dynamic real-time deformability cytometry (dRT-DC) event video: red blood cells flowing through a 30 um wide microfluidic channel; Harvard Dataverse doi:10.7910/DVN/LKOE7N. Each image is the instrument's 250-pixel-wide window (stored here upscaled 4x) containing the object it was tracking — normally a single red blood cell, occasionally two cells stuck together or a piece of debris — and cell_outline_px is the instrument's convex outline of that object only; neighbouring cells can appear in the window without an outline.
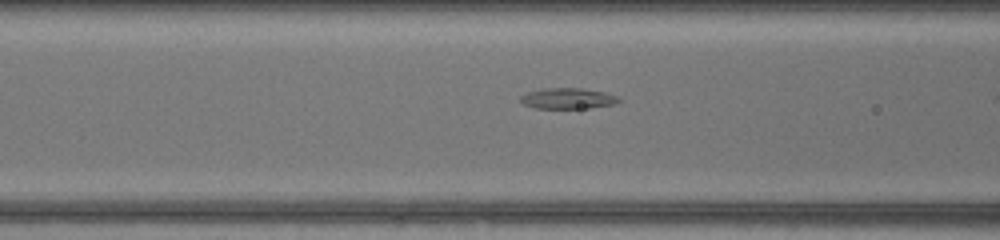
{"species": "common noctule bat (a hibernating species)", "species_latin": "Nyctalus noctula", "temperature_condition": "warm", "stored_images_in_passage": 31, "segment_of_instrument_passage": [1, 2], "camera_frame_rate_fps": 3000, "um_per_image_px": 0.085, "animal": {"sex": "female", "body_mass_g": 17.0, "forearm_length_mm": 48.0}, "frame": {"image": 1, "passage_image": 13, "time_ms": 4.0, "image_size_px": [1000, 240], "cell_outline_px": [[624, 100], [612, 104], [588, 108], [536, 108], [524, 104], [520, 100], [520, 96], [528, 92], [544, 88], [584, 88], [604, 92], [616, 96]], "centroid_in_image_um": [48.27, 8.36], "position_along_channel_um": 118.3, "area_um2": 11.85}}
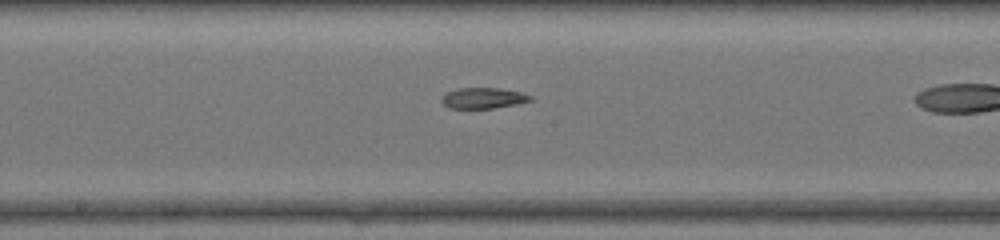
{"frame": {"image": 2, "passage_image": 19, "time_ms": 6.0, "image_size_px": [1000, 240], "cell_outline_px": [[532, 100], [516, 104], [492, 108], [448, 108], [440, 100], [448, 92], [456, 88], [500, 88], [520, 92], [532, 96]], "centroid_in_image_um": [41.07, 8.33], "position_along_channel_um": 207.1, "area_um2": 10.64}}
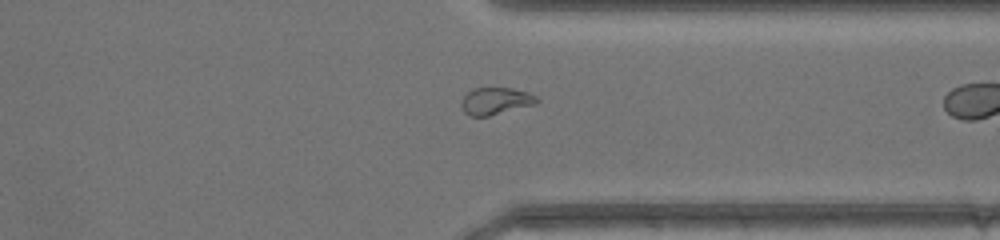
{"frame": {"image": 3, "passage_image": 30, "time_ms": 9.667, "image_size_px": [1000, 240], "cell_outline_px": [[540, 100], [532, 104], [488, 116], [468, 116], [464, 112], [460, 104], [464, 96], [472, 88], [512, 88], [528, 92], [536, 96]], "centroid_in_image_um": [42.08, 8.58], "position_along_channel_um": 369.3, "area_um2": 11.73}}